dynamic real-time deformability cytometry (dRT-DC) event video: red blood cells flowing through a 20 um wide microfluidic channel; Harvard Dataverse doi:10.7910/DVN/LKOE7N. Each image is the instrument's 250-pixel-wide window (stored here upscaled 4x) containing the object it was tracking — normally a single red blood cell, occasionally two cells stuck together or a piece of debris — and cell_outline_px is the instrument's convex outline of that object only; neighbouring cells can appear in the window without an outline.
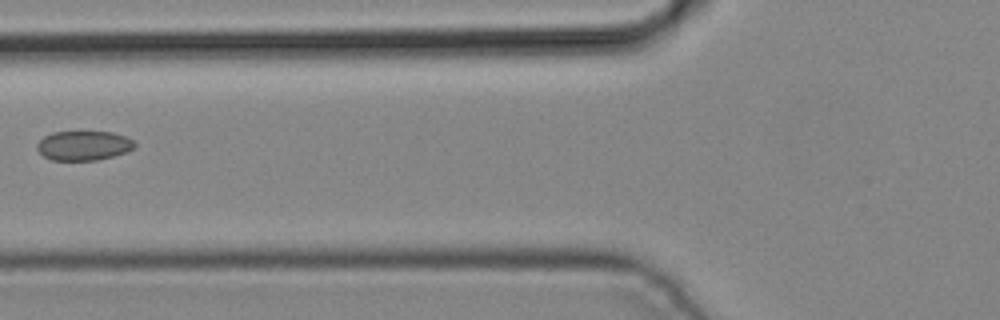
{"species": "common noctule bat (a hibernating species)", "species_latin": "Nyctalus noctula", "temperature_condition": "cold", "stored_images_in_passage": 4, "camera_frame_rate_fps": 3000, "um_per_image_px": 0.085, "animal": {"sex": "male", "body_mass_g": 19.2, "forearm_length_mm": 51.8}, "frame": {"image": 1, "passage_image": 4, "time_ms": 1.0, "image_size_px": [1000, 320], "cell_outline_px": [[136, 148], [128, 152], [96, 160], [52, 160], [44, 156], [36, 148], [36, 144], [44, 136], [52, 132], [112, 132], [124, 136], [132, 140], [136, 144]], "centroid_in_image_um": [7.12, 12.37], "position_along_channel_um": 118.7, "area_um2": 16.76}}